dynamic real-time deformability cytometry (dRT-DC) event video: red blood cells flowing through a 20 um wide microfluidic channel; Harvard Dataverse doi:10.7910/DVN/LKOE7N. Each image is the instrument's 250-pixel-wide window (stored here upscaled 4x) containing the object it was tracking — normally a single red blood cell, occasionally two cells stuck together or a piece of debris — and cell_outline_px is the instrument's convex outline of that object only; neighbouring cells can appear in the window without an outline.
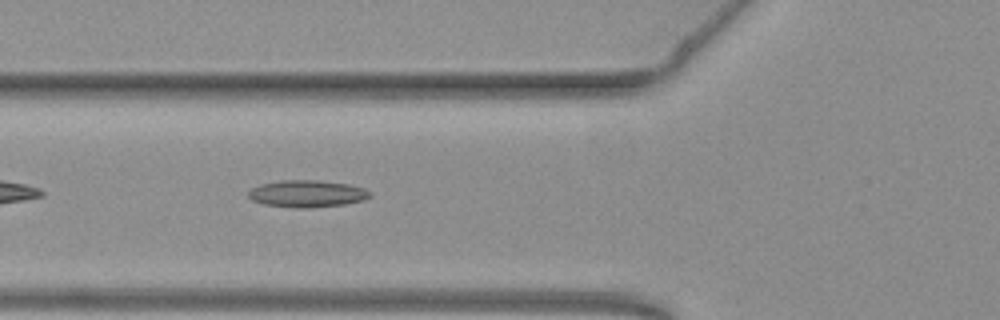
{"species": "common noctule bat (a hibernating species)", "species_latin": "Nyctalus noctula", "temperature_condition": "warm", "stored_images_in_passage": 40, "camera_frame_rate_fps": 3000, "um_per_image_px": 0.085, "animal": {"sex": "female", "body_mass_g": 19.3, "forearm_length_mm": 54.1}, "frame": {"image": 1, "passage_image": 6, "time_ms": 1.667, "image_size_px": [1000, 320], "cell_outline_px": [[372, 196], [364, 200], [344, 204], [304, 208], [292, 208], [264, 204], [252, 200], [248, 196], [248, 192], [252, 188], [260, 184], [280, 180], [320, 180], [348, 184], [364, 188], [372, 192]], "centroid_in_image_um": [26.11, 16.46], "position_along_channel_um": 99.7, "area_um2": 19.25}}
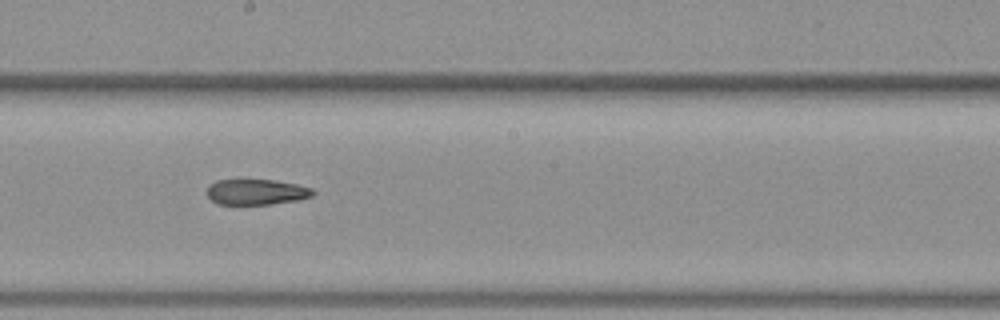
{"frame": {"image": 2, "passage_image": 16, "time_ms": 5.0, "image_size_px": [1000, 320], "cell_outline_px": [[316, 192], [312, 196], [300, 200], [272, 204], [216, 204], [208, 196], [208, 184], [216, 180], [240, 176], [276, 180], [296, 184], [312, 188]], "centroid_in_image_um": [21.76, 16.26], "position_along_channel_um": 226.4, "area_um2": 16.76}}
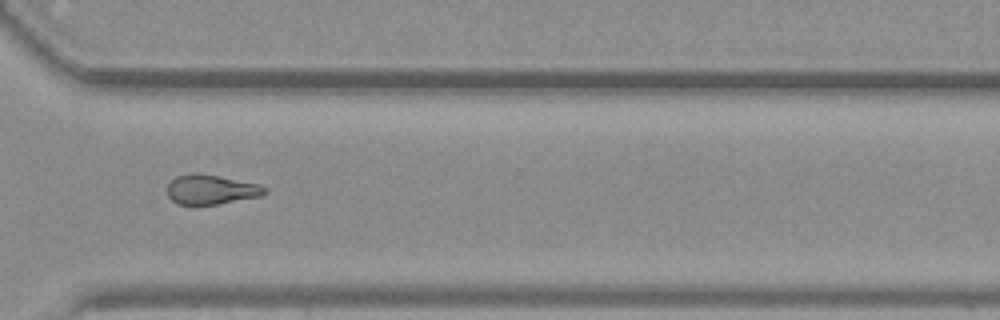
{"frame": {"image": 3, "passage_image": 26, "time_ms": 8.333, "image_size_px": [1000, 320], "cell_outline_px": [[268, 192], [260, 196], [216, 204], [176, 204], [168, 196], [168, 184], [176, 176], [192, 172], [196, 172], [260, 184], [268, 188]], "centroid_in_image_um": [17.95, 16.1], "position_along_channel_um": 352.7, "area_um2": 16.76}}